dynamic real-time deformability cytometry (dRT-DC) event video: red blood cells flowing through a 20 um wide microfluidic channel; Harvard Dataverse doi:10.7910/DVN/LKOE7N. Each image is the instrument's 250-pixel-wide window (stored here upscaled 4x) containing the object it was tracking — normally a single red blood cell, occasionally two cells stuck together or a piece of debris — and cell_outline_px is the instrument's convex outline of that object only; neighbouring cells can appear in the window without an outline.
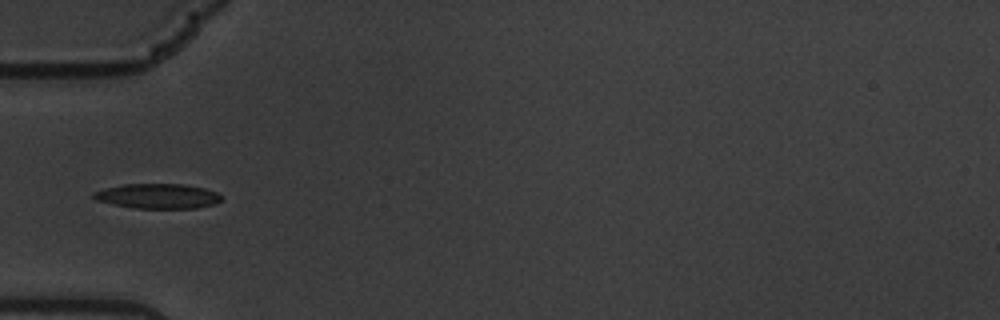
{"species": "common noctule bat (a hibernating species)", "species_latin": "Nyctalus noctula", "temperature_condition": "warm", "stored_images_in_passage": 41, "camera_frame_rate_fps": 3000, "um_per_image_px": 0.085, "animal": {"sex": "male", "body_mass_g": 19.5, "forearm_length_mm": 54.6}, "frame": {"image": 1, "passage_image": 1, "time_ms": 0.0, "image_size_px": [1000, 320], "cell_outline_px": [[220, 200], [216, 204], [196, 208], [136, 208], [112, 204], [96, 200], [92, 196], [92, 192], [124, 184], [184, 184], [204, 188], [216, 192], [220, 196]], "centroid_in_image_um": [13.41, 16.67], "position_along_channel_um": 71.6, "area_um2": 18.38}}
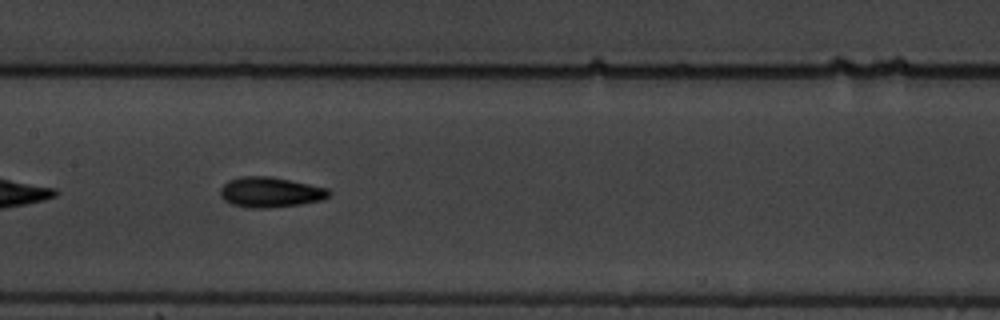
{"frame": {"image": 2, "passage_image": 11, "time_ms": 3.333, "image_size_px": [1000, 320], "cell_outline_px": [[332, 192], [328, 196], [320, 200], [300, 204], [268, 208], [252, 208], [232, 204], [224, 200], [220, 196], [220, 188], [228, 180], [240, 176], [272, 176], [328, 188]], "centroid_in_image_um": [22.96, 16.32], "position_along_channel_um": 184.4, "area_um2": 19.19}}
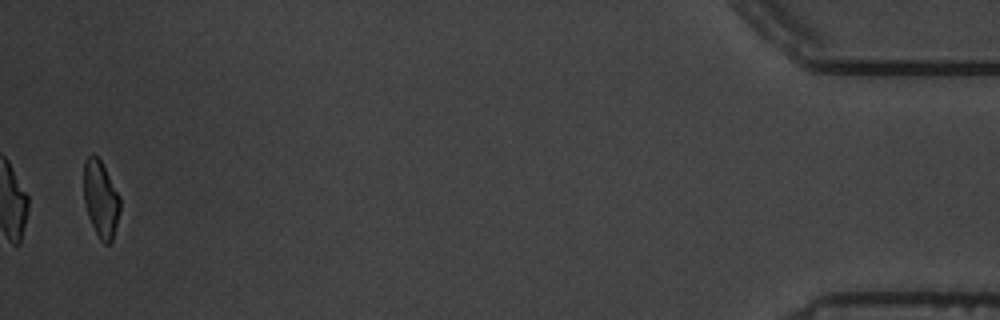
{"frame": {"image": 3, "passage_image": 40, "time_ms": 13.0, "image_size_px": [1000, 320], "cell_outline_px": [[120, 208], [112, 240], [108, 244], [104, 244], [100, 240], [88, 216], [84, 204], [84, 160], [92, 152], [100, 160], [120, 196]], "centroid_in_image_um": [8.55, 16.9], "position_along_channel_um": 426.7, "area_um2": 16.07}, "authors_computed_cell_mechanics": {"area_um2": 17.7446, "velocity_mm_per_s": 3.3819, "shape_relaxation_time_tau1_ms": 4.0111, "shape_relaxation_time_tau2_ms": 2.7366, "deformation_change_tau1": 0.1658, "deformation_change_tau2": 0.09}}